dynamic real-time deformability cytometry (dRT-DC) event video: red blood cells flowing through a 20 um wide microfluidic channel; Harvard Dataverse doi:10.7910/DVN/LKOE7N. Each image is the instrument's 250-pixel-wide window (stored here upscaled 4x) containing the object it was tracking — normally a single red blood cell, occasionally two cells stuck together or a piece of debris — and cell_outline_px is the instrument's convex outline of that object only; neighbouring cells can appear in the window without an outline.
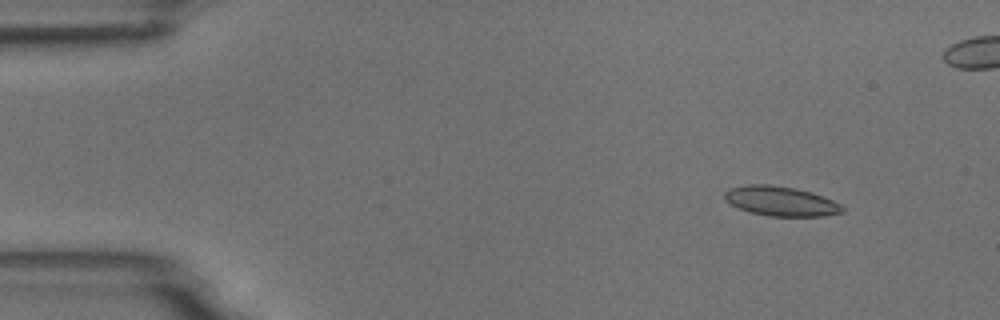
{"species": "common noctule bat (a hibernating species)", "species_latin": "Nyctalus noctula", "temperature_condition": "room temperature", "stored_images_in_passage": 5, "camera_frame_rate_fps": 3000, "um_per_image_px": 0.085, "animal": {"sex": "male", "body_mass_g": 18.8}, "frame": {"image": 1, "passage_image": 2, "time_ms": 1.333, "image_size_px": [1000, 320], "cell_outline_px": [[844, 212], [824, 216], [768, 216], [752, 212], [728, 204], [724, 200], [724, 192], [728, 188], [748, 184], [768, 184], [796, 188], [812, 192], [824, 196], [840, 204], [844, 208]], "centroid_in_image_um": [66.35, 17.09], "position_along_channel_um": 18.6, "area_um2": 20.52}}